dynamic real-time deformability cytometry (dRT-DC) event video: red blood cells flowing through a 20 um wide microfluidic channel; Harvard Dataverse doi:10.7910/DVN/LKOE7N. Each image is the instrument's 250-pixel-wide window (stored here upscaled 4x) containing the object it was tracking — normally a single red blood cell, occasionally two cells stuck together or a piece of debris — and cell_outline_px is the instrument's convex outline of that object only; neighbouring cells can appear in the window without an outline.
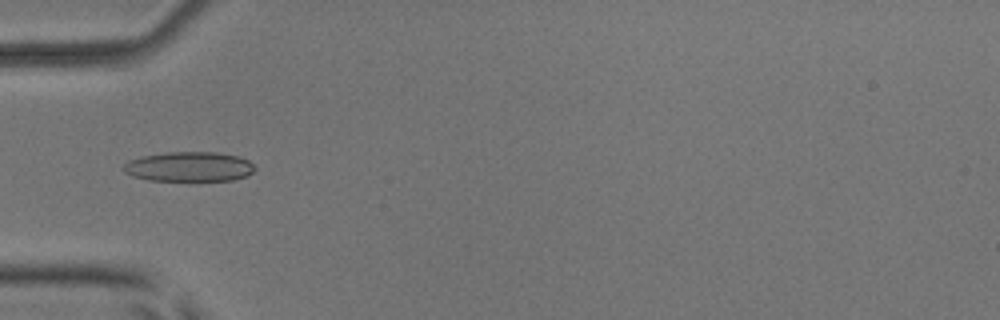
{"species": "common noctule bat (a hibernating species)", "species_latin": "Nyctalus noctula", "temperature_condition": "room temperature", "stored_images_in_passage": 5, "camera_frame_rate_fps": 3000, "um_per_image_px": 0.085, "animal": {"sex": "male", "body_mass_g": 17.9, "forearm_length_mm": 54.2}, "frame": {"image": 1, "passage_image": 5, "time_ms": 4.667, "image_size_px": [1000, 320], "cell_outline_px": [[256, 168], [248, 176], [232, 180], [148, 180], [132, 176], [124, 172], [120, 168], [128, 160], [140, 156], [168, 152], [216, 152], [236, 156], [248, 160]], "centroid_in_image_um": [16.03, 14.16], "position_along_channel_um": 69.0, "area_um2": 22.83}}